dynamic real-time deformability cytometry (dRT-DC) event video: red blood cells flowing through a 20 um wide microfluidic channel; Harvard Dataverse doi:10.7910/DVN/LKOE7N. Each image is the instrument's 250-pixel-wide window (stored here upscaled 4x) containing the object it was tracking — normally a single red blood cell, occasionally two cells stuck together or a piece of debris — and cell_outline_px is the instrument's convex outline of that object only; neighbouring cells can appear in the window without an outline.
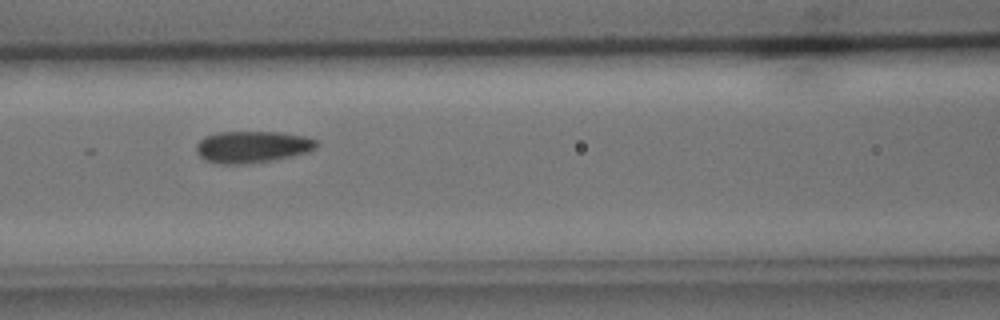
{"species": "common noctule bat (a hibernating species)", "species_latin": "Nyctalus noctula", "temperature_condition": "cold", "stored_images_in_passage": 6, "camera_frame_rate_fps": 3000, "um_per_image_px": 0.085, "animal": {"sex": "male", "body_mass_g": 15.6}, "frame": {"image": 1, "passage_image": 5, "time_ms": 4.667, "image_size_px": [1000, 320], "cell_outline_px": [[320, 144], [316, 148], [308, 152], [272, 160], [244, 164], [220, 164], [204, 160], [196, 152], [196, 144], [204, 136], [216, 132], [280, 132], [304, 136], [316, 140]], "centroid_in_image_um": [21.42, 12.48], "position_along_channel_um": 145.2, "area_um2": 22.37}}
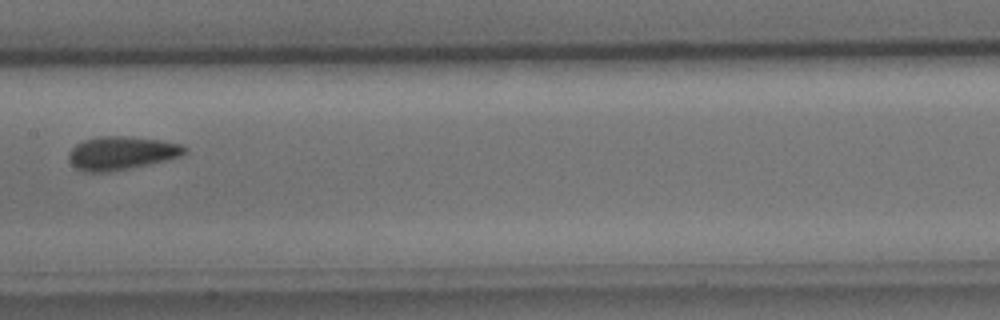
{"frame": {"image": 2, "passage_image": 6, "time_ms": 6.0, "image_size_px": [1000, 320], "cell_outline_px": [[188, 152], [180, 156], [132, 168], [108, 172], [84, 172], [76, 168], [68, 160], [68, 152], [76, 144], [84, 140], [100, 136], [124, 136], [160, 140], [184, 144], [188, 148]], "centroid_in_image_um": [10.32, 13.01], "position_along_channel_um": 197.1, "area_um2": 22.66}}